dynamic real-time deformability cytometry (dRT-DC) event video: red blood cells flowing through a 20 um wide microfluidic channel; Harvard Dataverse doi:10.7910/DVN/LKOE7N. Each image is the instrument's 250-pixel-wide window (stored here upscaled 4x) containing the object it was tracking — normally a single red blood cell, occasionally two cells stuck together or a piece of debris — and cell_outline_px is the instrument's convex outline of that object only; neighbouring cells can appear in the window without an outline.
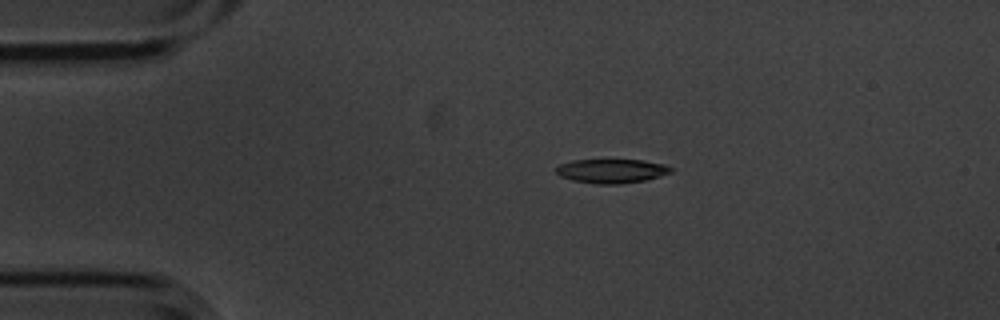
{"species": "common noctule bat (a hibernating species)", "species_latin": "Nyctalus noctula", "temperature_condition": "cold", "stored_images_in_passage": 4, "camera_frame_rate_fps": 3000, "um_per_image_px": 0.085, "animal": {"sex": "male", "body_mass_g": 20.1, "forearm_length_mm": 53.5}, "frame": {"image": 1, "passage_image": 2, "time_ms": 0.333, "image_size_px": [1000, 320], "cell_outline_px": [[672, 172], [660, 176], [644, 180], [620, 184], [596, 184], [572, 180], [560, 176], [556, 172], [556, 168], [560, 164], [572, 160], [644, 160], [664, 164], [672, 168]], "centroid_in_image_um": [51.98, 14.53], "position_along_channel_um": 33.0, "area_um2": 16.07}}
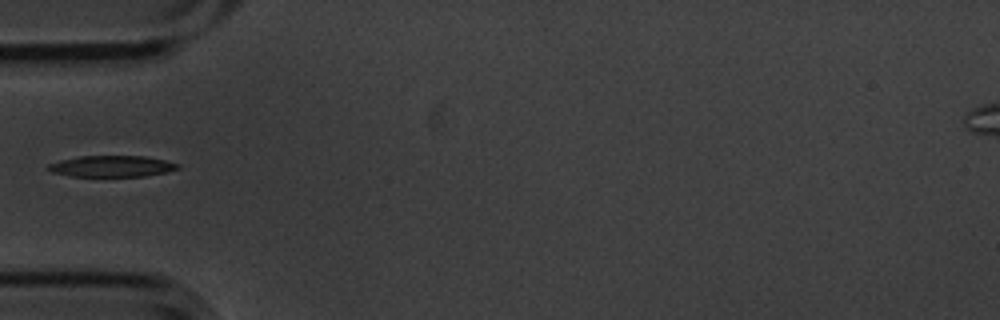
{"frame": {"image": 2, "passage_image": 4, "time_ms": 1.0, "image_size_px": [1000, 320], "cell_outline_px": [[180, 168], [168, 172], [144, 176], [72, 176], [52, 172], [44, 168], [48, 164], [60, 160], [80, 156], [144, 156], [164, 160], [180, 164]], "centroid_in_image_um": [9.5, 14.13], "position_along_channel_um": 75.5, "area_um2": 16.07}}